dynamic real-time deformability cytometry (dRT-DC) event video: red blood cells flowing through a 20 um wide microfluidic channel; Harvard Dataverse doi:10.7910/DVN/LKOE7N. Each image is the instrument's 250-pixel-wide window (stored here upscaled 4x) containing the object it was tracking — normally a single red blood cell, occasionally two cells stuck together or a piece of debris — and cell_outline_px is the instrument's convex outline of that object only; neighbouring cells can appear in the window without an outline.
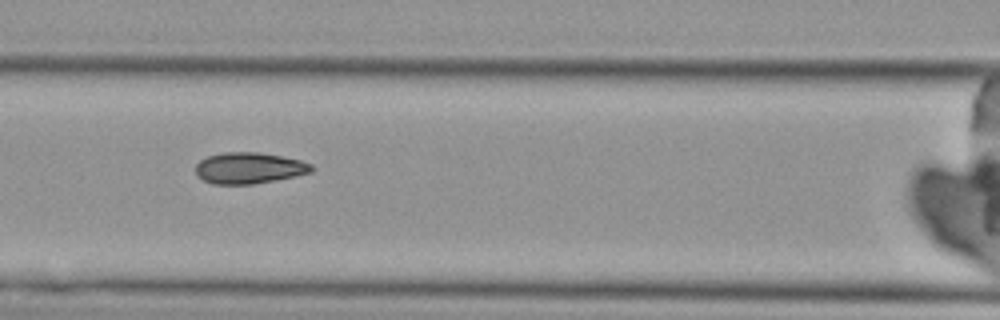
{"species": "Egyptian fruit bat (a non-hibernating species)", "species_latin": "Rousettus aegyptiacus", "temperature_condition": "cold", "stored_images_in_passage": 8, "camera_frame_rate_fps": 3000, "um_per_image_px": 0.085, "animal": {"sex": "female"}, "frame": {"image": 1, "passage_image": 7, "time_ms": 8.333, "image_size_px": [1000, 320], "cell_outline_px": [[316, 168], [312, 172], [296, 176], [276, 180], [252, 184], [212, 184], [196, 176], [196, 164], [200, 160], [208, 156], [224, 152], [260, 152], [300, 160], [312, 164]], "centroid_in_image_um": [21.19, 14.28], "position_along_channel_um": 145.4, "area_um2": 21.21}}
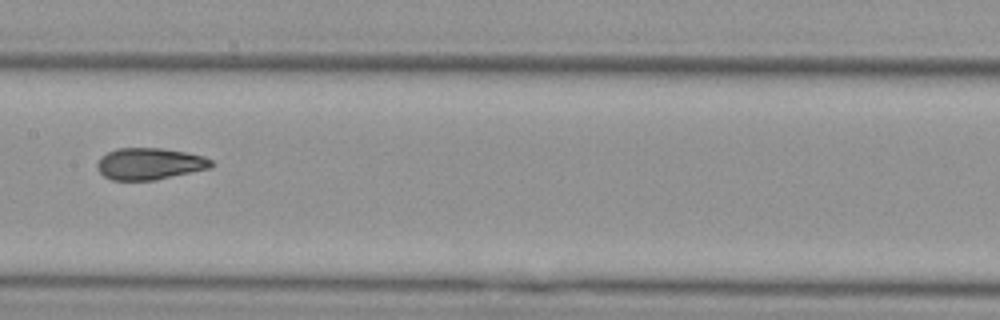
{"frame": {"image": 2, "passage_image": 8, "time_ms": 9.667, "image_size_px": [1000, 320], "cell_outline_px": [[216, 164], [212, 168], [156, 180], [112, 180], [104, 176], [96, 168], [96, 164], [100, 156], [116, 148], [160, 148], [184, 152], [204, 156], [212, 160]], "centroid_in_image_um": [12.73, 13.92], "position_along_channel_um": 194.7, "area_um2": 21.33}}